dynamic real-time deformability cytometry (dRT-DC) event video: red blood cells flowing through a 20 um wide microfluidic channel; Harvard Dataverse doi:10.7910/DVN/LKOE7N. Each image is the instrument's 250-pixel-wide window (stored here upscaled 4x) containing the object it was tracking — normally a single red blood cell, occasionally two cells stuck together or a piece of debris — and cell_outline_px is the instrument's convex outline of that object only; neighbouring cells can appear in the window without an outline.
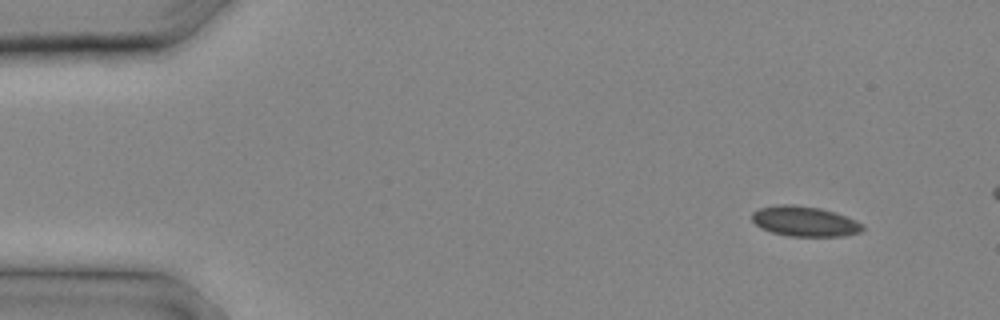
{"species": "common noctule bat (a hibernating species)", "species_latin": "Nyctalus noctula", "temperature_condition": "cold", "stored_images_in_passage": 6, "camera_frame_rate_fps": 3000, "um_per_image_px": 0.085, "animal": {"sex": "male", "body_mass_g": 20.4}, "frame": {"image": 1, "passage_image": 1, "time_ms": 0.0, "image_size_px": [1000, 320], "cell_outline_px": [[864, 228], [860, 232], [844, 236], [788, 236], [772, 232], [760, 228], [752, 220], [752, 212], [760, 208], [780, 204], [792, 204], [820, 208], [836, 212], [856, 220], [864, 224]], "centroid_in_image_um": [68.41, 18.81], "position_along_channel_um": 16.6, "area_um2": 19.54}}